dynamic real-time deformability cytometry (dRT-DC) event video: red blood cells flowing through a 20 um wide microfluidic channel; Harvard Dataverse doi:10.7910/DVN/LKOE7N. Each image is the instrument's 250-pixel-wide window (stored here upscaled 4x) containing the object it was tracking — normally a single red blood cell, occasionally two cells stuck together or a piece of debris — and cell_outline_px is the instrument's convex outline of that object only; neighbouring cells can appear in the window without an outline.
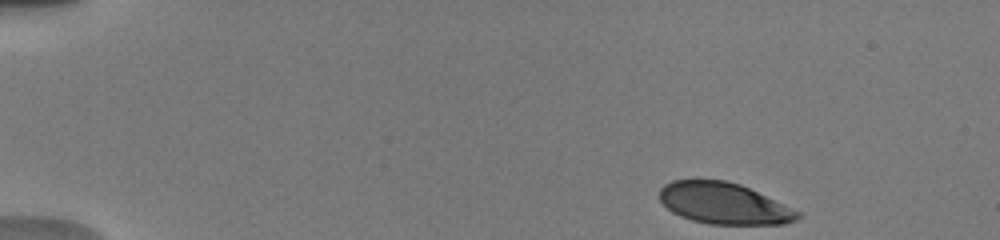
{"species": "human", "species_latin": "Homo sapiens", "temperature_condition": "warm", "stored_images_in_passage": 61, "camera_frame_rate_fps": 3000, "um_per_image_px": 0.085, "donor": {"sex": "male"}, "frame": {"image": 1, "passage_image": 1, "time_ms": 0.0, "image_size_px": [1000, 240], "cell_outline_px": [[804, 216], [796, 220], [784, 224], [708, 224], [692, 220], [680, 216], [672, 212], [660, 200], [660, 188], [664, 184], [672, 180], [724, 180], [740, 184], [800, 212]], "centroid_in_image_um": [61.52, 17.29], "position_along_channel_um": 23.5, "area_um2": 33.06}}
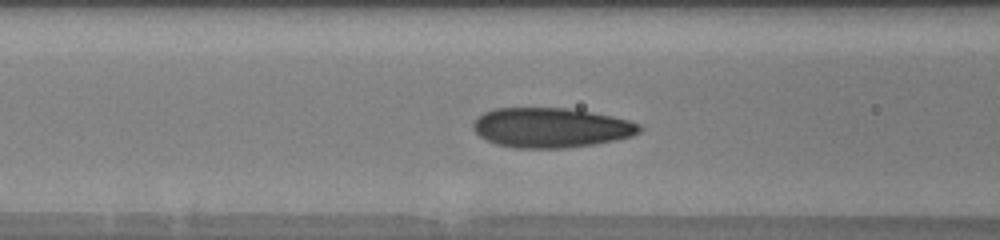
{"frame": {"image": 2, "passage_image": 25, "time_ms": 5.333, "image_size_px": [1000, 240], "cell_outline_px": [[644, 128], [640, 132], [632, 136], [616, 140], [596, 144], [564, 148], [516, 148], [496, 144], [480, 136], [472, 128], [472, 124], [484, 112], [492, 108], [568, 108], [592, 112], [612, 116], [628, 120], [640, 124]], "centroid_in_image_um": [46.86, 10.85], "position_along_channel_um": 119.7, "area_um2": 38.67}}
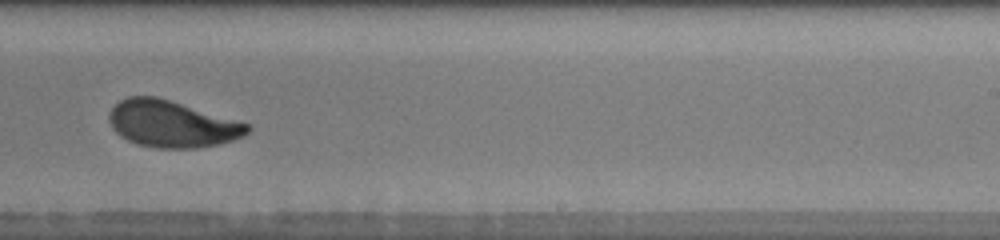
{"frame": {"image": 3, "passage_image": 39, "time_ms": 9.333, "image_size_px": [1000, 240], "cell_outline_px": [[252, 128], [244, 136], [220, 144], [196, 148], [156, 148], [136, 144], [120, 136], [112, 128], [108, 120], [108, 116], [112, 108], [120, 100], [128, 96], [156, 96], [248, 124]], "centroid_in_image_um": [14.57, 10.55], "position_along_channel_um": 274.4, "area_um2": 37.4}, "authors_computed_cell_mechanics": {"area_um2": 36.992, "velocity_mm_per_s": 3.8689, "shape_relaxation_time_tau1_ms": 4.6342, "shape_relaxation_time_tau2_ms": 0.7168, "deformation_change_tau1": 0.17, "deformation_change_tau2": 0.0624}}